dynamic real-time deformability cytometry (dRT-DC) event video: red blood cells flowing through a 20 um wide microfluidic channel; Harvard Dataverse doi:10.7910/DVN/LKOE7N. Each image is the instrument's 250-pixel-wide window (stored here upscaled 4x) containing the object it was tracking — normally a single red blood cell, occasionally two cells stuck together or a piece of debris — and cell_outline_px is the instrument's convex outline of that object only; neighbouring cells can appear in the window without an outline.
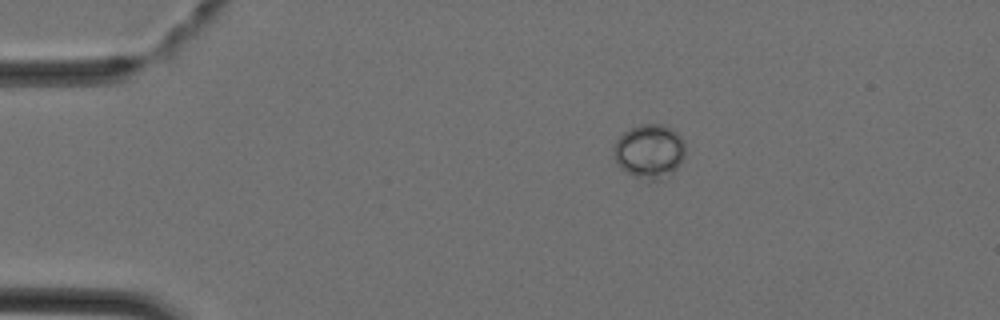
{"species": "Egyptian fruit bat (a non-hibernating species)", "species_latin": "Rousettus aegyptiacus", "temperature_condition": "cold", "stored_images_in_passage": 4, "camera_frame_rate_fps": 3000, "um_per_image_px": 0.085, "animal": {"sex": "female"}, "frame": {"image": 1, "passage_image": 3, "time_ms": 0.667, "image_size_px": [1000, 320], "cell_outline_px": [[684, 156], [680, 164], [672, 172], [660, 180], [648, 184], [632, 176], [620, 168], [616, 164], [612, 152], [612, 148], [616, 140], [628, 128], [640, 124], [664, 124], [672, 128], [684, 140]], "centroid_in_image_um": [55.16, 12.89], "position_along_channel_um": 29.8, "area_um2": 23.35}}
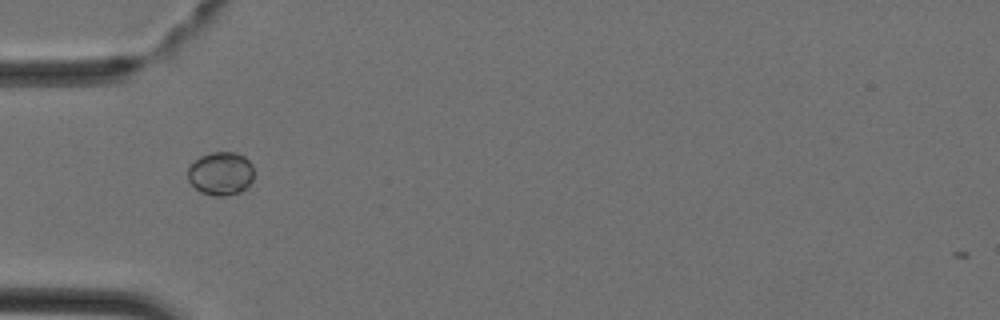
{"frame": {"image": 2, "passage_image": 4, "time_ms": 1.0, "image_size_px": [1000, 320], "cell_outline_px": [[252, 180], [240, 192], [224, 196], [216, 196], [200, 192], [188, 180], [188, 168], [200, 156], [212, 152], [236, 152], [244, 156], [252, 164]], "centroid_in_image_um": [18.75, 14.74], "position_along_channel_um": 66.2, "area_um2": 16.53}}